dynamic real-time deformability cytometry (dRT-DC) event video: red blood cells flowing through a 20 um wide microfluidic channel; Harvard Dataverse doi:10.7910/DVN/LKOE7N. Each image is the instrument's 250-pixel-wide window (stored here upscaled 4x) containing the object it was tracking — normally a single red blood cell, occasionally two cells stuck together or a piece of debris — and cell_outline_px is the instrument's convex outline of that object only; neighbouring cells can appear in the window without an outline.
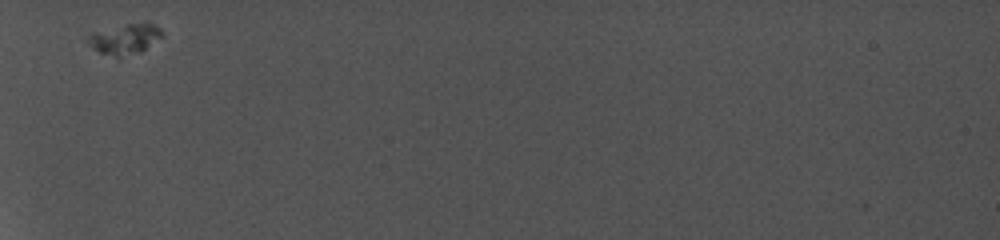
{"species": "common noctule bat (a hibernating species)", "species_latin": "Nyctalus noctula", "temperature_condition": "cold", "stored_images_in_passage": 25, "camera_frame_rate_fps": 5000, "um_per_image_px": 0.085, "animal": {"sex": "female", "body_mass_g": 19.0, "forearm_length_mm": 56.7}, "frame": {"image": 1, "passage_image": 1, "time_ms": 0.0, "image_size_px": [1000, 240], "cell_outline_px": [[164, 36], [140, 52], [120, 56], [116, 56], [100, 52], [88, 40], [88, 36], [92, 32], [128, 24], [152, 24], [160, 28], [164, 32]], "centroid_in_image_um": [10.68, 3.3], "position_along_channel_um": 74.3, "area_um2": 12.48}}
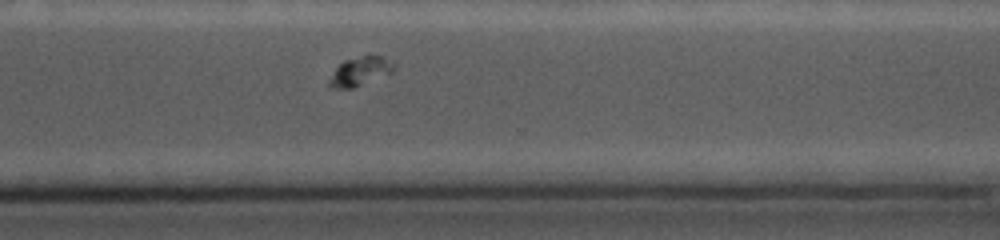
{"frame": {"image": 2, "passage_image": 21, "time_ms": 7.4, "image_size_px": [1000, 240], "cell_outline_px": [[396, 68], [392, 72], [352, 88], [332, 88], [328, 84], [328, 80], [336, 68], [344, 60], [364, 56], [384, 56]], "centroid_in_image_um": [30.58, 6.07], "position_along_channel_um": 340.0, "area_um2": 10.52}}
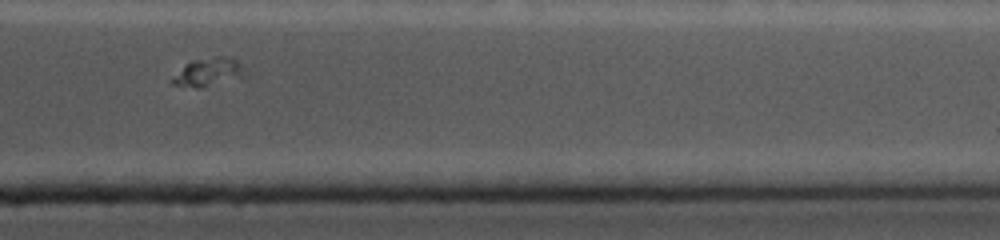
{"frame": {"image": 3, "passage_image": 23, "time_ms": 8.8, "image_size_px": [1000, 240], "cell_outline_px": [[244, 76], [200, 88], [196, 88], [172, 84], [168, 80], [172, 76], [192, 60], [216, 56], [236, 60], [244, 68]], "centroid_in_image_um": [17.64, 6.15], "position_along_channel_um": 393.8, "area_um2": 11.68}}